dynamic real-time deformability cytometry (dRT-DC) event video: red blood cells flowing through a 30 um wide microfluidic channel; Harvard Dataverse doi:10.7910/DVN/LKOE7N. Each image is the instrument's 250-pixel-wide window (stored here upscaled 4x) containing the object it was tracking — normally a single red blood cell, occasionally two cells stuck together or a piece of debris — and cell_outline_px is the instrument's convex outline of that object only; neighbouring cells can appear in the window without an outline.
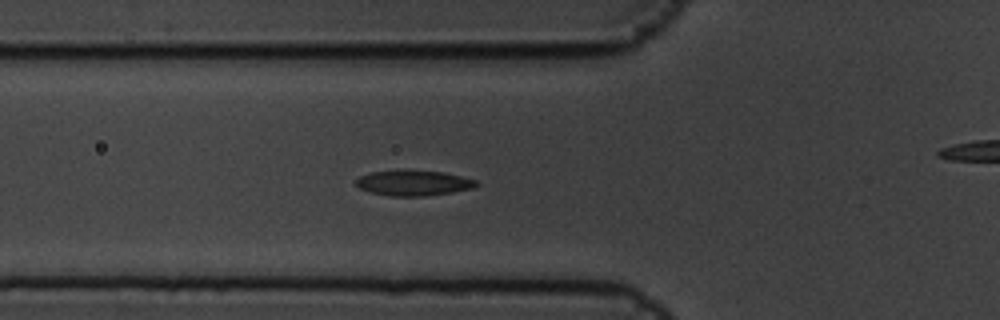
{"species": "common noctule bat (a hibernating species)", "species_latin": "Nyctalus noctula", "temperature_condition": "cold", "stored_images_in_passage": 4, "segment_of_instrument_passage": [1, 2], "camera_frame_rate_fps": 3000, "um_per_image_px": 0.085, "animal": {"sex": "male", "body_mass_g": 19.5, "forearm_length_mm": 54.6}, "frame": {"image": 1, "passage_image": 3, "time_ms": 0.667, "image_size_px": [1000, 320], "cell_outline_px": [[480, 184], [472, 188], [452, 192], [428, 196], [392, 196], [372, 192], [360, 188], [356, 184], [356, 180], [360, 176], [372, 172], [444, 172], [476, 180]], "centroid_in_image_um": [35.2, 15.58], "position_along_channel_um": 90.6, "area_um2": 17.05}}